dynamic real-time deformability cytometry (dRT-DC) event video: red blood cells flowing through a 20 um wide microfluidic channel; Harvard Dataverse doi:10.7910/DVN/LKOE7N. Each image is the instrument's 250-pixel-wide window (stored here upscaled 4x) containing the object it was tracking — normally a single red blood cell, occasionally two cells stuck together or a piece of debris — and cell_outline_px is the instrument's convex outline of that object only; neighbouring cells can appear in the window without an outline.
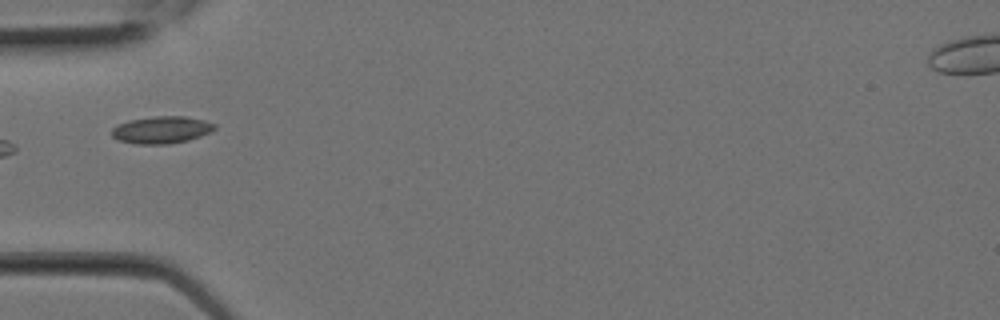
{"species": "Egyptian fruit bat (a non-hibernating species)", "species_latin": "Rousettus aegyptiacus", "temperature_condition": "room temperature", "stored_images_in_passage": 2, "camera_frame_rate_fps": 3000, "um_per_image_px": 0.085, "animal": {"sex": "female"}, "frame": {"image": 1, "passage_image": 2, "time_ms": 0.333, "image_size_px": [1000, 320], "cell_outline_px": [[216, 128], [200, 136], [188, 140], [168, 144], [136, 144], [120, 140], [112, 136], [112, 128], [116, 124], [128, 120], [156, 116], [184, 116], [204, 120], [216, 124]], "centroid_in_image_um": [13.71, 11.03], "position_along_channel_um": 71.3, "area_um2": 16.24}}